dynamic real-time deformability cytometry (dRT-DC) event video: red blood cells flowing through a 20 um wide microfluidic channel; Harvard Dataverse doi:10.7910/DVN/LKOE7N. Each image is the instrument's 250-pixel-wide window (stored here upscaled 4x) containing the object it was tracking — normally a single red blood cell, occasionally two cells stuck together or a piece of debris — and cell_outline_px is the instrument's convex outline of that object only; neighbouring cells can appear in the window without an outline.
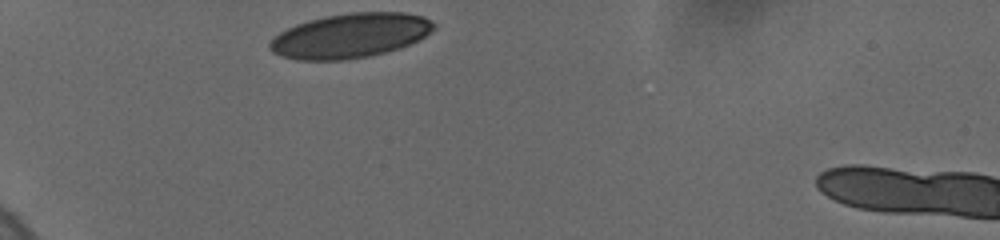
{"species": "human", "species_latin": "Homo sapiens", "temperature_condition": "cold", "stored_images_in_passage": 32, "camera_frame_rate_fps": 3000, "um_per_image_px": 0.085, "donor": {"sex": "female"}, "frame": {"image": 1, "passage_image": 1, "time_ms": 0.0, "image_size_px": [1000, 240], "cell_outline_px": [[436, 24], [420, 40], [400, 48], [372, 56], [344, 60], [296, 60], [280, 56], [272, 52], [268, 48], [268, 44], [280, 32], [296, 24], [308, 20], [324, 16], [352, 12], [404, 12], [424, 16]], "centroid_in_image_um": [29.76, 3.03], "position_along_channel_um": 55.2, "area_um2": 42.77}}
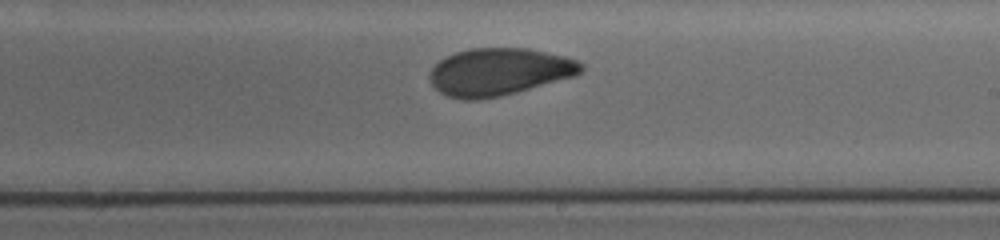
{"frame": {"image": 2, "passage_image": 19, "time_ms": 6.0, "image_size_px": [1000, 240], "cell_outline_px": [[584, 68], [576, 76], [516, 92], [500, 96], [480, 100], [460, 100], [448, 96], [440, 92], [432, 84], [428, 76], [432, 68], [440, 60], [456, 52], [472, 48], [528, 48], [564, 56], [576, 60], [584, 64]], "centroid_in_image_um": [42.43, 6.11], "position_along_channel_um": 246.6, "area_um2": 41.79}}
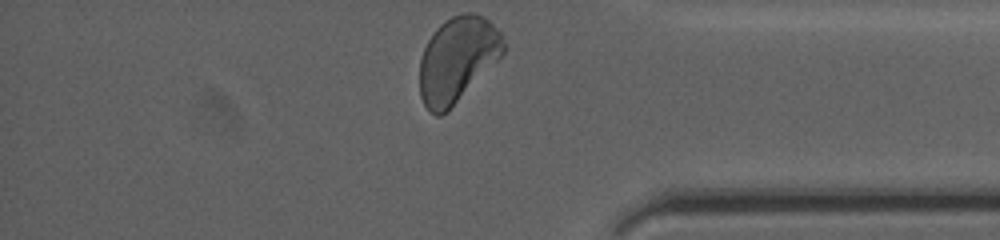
{"frame": {"image": 3, "passage_image": 32, "time_ms": 10.333, "image_size_px": [1000, 240], "cell_outline_px": [[508, 48], [440, 116], [436, 116], [428, 112], [420, 96], [420, 60], [424, 48], [432, 32], [440, 24], [452, 16], [460, 12], [472, 12], [484, 16], [500, 32]], "centroid_in_image_um": [38.85, 4.99], "position_along_channel_um": 396.3, "area_um2": 40.86}, "authors_computed_cell_mechanics": {"area_um2": 42.3674, "velocity_mm_per_s": 3.674, "shape_relaxation_time_tau1_ms": 7.5758, "shape_relaxation_time_tau2_ms": 1.5651, "deformation_change_tau1": 0.1741, "deformation_change_tau2": 0.0683}}